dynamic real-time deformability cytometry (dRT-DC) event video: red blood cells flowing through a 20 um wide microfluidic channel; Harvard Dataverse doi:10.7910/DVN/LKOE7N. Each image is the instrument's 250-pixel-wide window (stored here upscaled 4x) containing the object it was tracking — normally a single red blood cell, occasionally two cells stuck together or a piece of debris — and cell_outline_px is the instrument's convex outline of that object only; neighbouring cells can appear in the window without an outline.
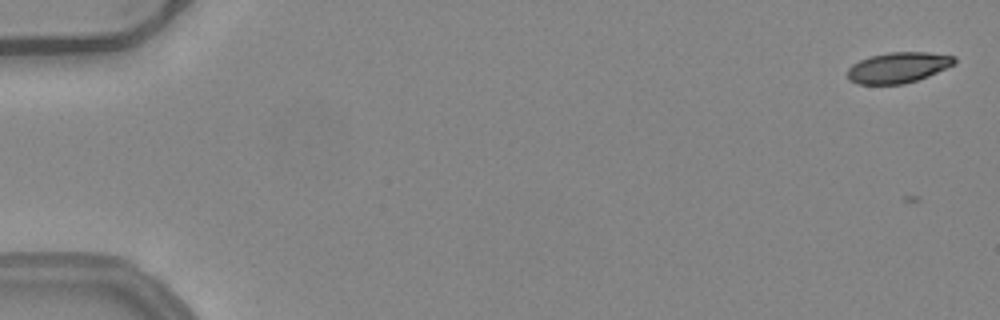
{"species": "common noctule bat (a hibernating species)", "species_latin": "Nyctalus noctula", "temperature_condition": "warm", "stored_images_in_passage": 55, "camera_frame_rate_fps": 3000, "um_per_image_px": 0.085, "animal": {"sex": "female", "body_mass_g": 24.6, "forearm_length_mm": 56.2}, "frame": {"image": 1, "passage_image": 3, "time_ms": 0.667, "image_size_px": [1000, 320], "cell_outline_px": [[956, 64], [928, 76], [904, 84], [860, 84], [848, 80], [848, 68], [852, 64], [868, 56], [888, 52], [928, 52], [956, 56]], "centroid_in_image_um": [76.35, 5.73], "position_along_channel_um": 8.6, "area_um2": 19.25}}
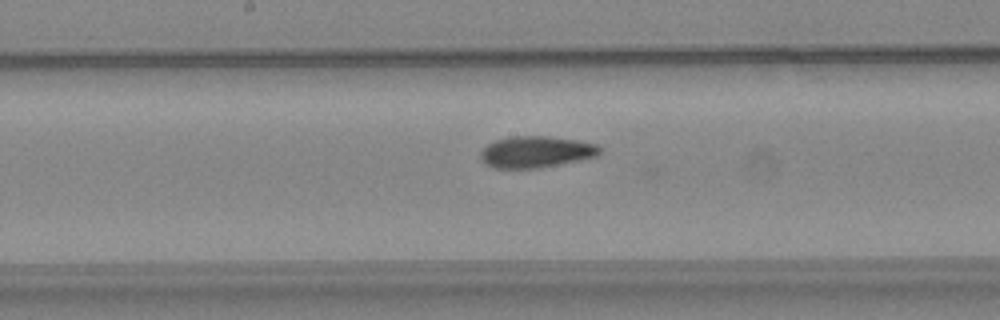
{"frame": {"image": 2, "passage_image": 30, "time_ms": 9.667, "image_size_px": [1000, 320], "cell_outline_px": [[600, 152], [596, 156], [580, 160], [536, 168], [492, 168], [484, 164], [480, 160], [480, 152], [488, 144], [496, 140], [512, 136], [548, 136], [576, 140], [596, 144], [600, 148]], "centroid_in_image_um": [45.51, 12.91], "position_along_channel_um": 202.7, "area_um2": 21.79}}
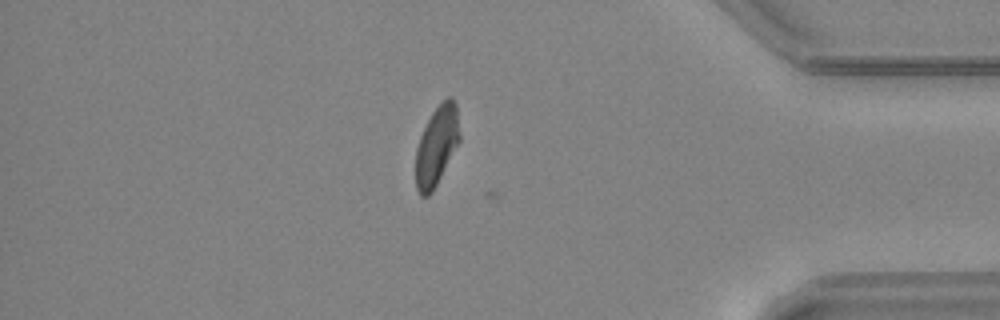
{"frame": {"image": 3, "passage_image": 47, "time_ms": 15.333, "image_size_px": [1000, 320], "cell_outline_px": [[460, 140], [432, 192], [428, 196], [420, 196], [416, 188], [416, 148], [420, 136], [432, 112], [448, 96], [452, 96], [456, 104], [460, 136]], "centroid_in_image_um": [37.11, 12.39], "position_along_channel_um": 398.1, "area_um2": 20.06}, "authors_computed_cell_mechanics": {"area_um2": 20.6346, "velocity_mm_per_s": 3.9833, "shape_relaxation_time_tau1_ms": null, "shape_relaxation_time_tau2_ms": 1.6551, "deformation_change_tau1": null, "deformation_change_tau2": 0.0591}}